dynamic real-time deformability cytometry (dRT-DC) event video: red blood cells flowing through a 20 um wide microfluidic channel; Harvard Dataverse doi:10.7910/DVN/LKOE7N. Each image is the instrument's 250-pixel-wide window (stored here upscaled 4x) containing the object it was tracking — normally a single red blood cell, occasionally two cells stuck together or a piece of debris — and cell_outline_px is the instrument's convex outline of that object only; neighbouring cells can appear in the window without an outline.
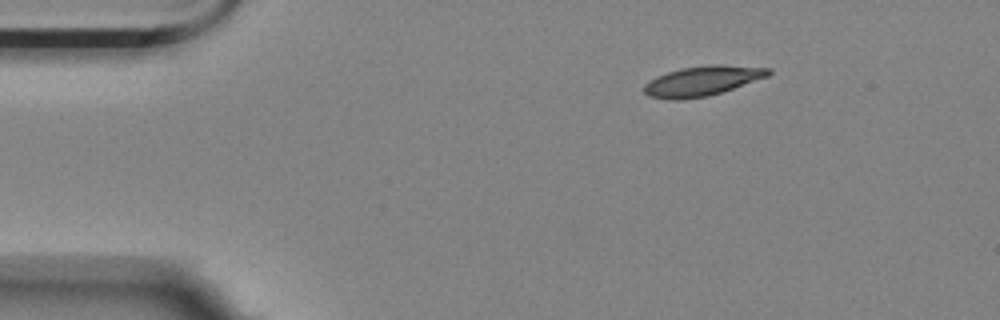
{"species": "Egyptian fruit bat (a non-hibernating species)", "species_latin": "Rousettus aegyptiacus", "temperature_condition": "room temperature", "stored_images_in_passage": 3, "camera_frame_rate_fps": 3000, "um_per_image_px": 0.085, "animal": {"sex": "female"}, "frame": {"image": 1, "passage_image": 1, "time_ms": 0.0, "image_size_px": [1000, 320], "cell_outline_px": [[772, 72], [768, 76], [708, 96], [680, 100], [668, 100], [648, 96], [644, 92], [644, 84], [656, 76], [680, 68], [708, 64], [724, 64], [772, 68]], "centroid_in_image_um": [59.68, 6.87], "position_along_channel_um": 25.3, "area_um2": 21.73}}